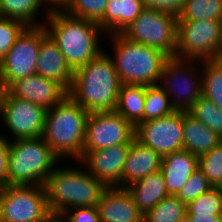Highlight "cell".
<instances>
[{
    "instance_id": "cell-1",
    "label": "cell",
    "mask_w": 222,
    "mask_h": 222,
    "mask_svg": "<svg viewBox=\"0 0 222 222\" xmlns=\"http://www.w3.org/2000/svg\"><path fill=\"white\" fill-rule=\"evenodd\" d=\"M121 84L111 56L104 50L74 71L68 95L89 113L115 111Z\"/></svg>"
},
{
    "instance_id": "cell-2",
    "label": "cell",
    "mask_w": 222,
    "mask_h": 222,
    "mask_svg": "<svg viewBox=\"0 0 222 222\" xmlns=\"http://www.w3.org/2000/svg\"><path fill=\"white\" fill-rule=\"evenodd\" d=\"M46 20L43 26L47 34L57 44L73 72L103 51L99 38L104 31L97 22L71 16L65 11L50 12Z\"/></svg>"
},
{
    "instance_id": "cell-3",
    "label": "cell",
    "mask_w": 222,
    "mask_h": 222,
    "mask_svg": "<svg viewBox=\"0 0 222 222\" xmlns=\"http://www.w3.org/2000/svg\"><path fill=\"white\" fill-rule=\"evenodd\" d=\"M83 168L79 170L60 166L47 177L44 184L47 205L57 218L76 207H96L107 188Z\"/></svg>"
},
{
    "instance_id": "cell-4",
    "label": "cell",
    "mask_w": 222,
    "mask_h": 222,
    "mask_svg": "<svg viewBox=\"0 0 222 222\" xmlns=\"http://www.w3.org/2000/svg\"><path fill=\"white\" fill-rule=\"evenodd\" d=\"M89 114L69 95L46 111L42 138L60 159H82Z\"/></svg>"
},
{
    "instance_id": "cell-5",
    "label": "cell",
    "mask_w": 222,
    "mask_h": 222,
    "mask_svg": "<svg viewBox=\"0 0 222 222\" xmlns=\"http://www.w3.org/2000/svg\"><path fill=\"white\" fill-rule=\"evenodd\" d=\"M114 55H110L122 84H159L163 66L169 57L163 51L128 40L122 34H112ZM113 56V57H112Z\"/></svg>"
},
{
    "instance_id": "cell-6",
    "label": "cell",
    "mask_w": 222,
    "mask_h": 222,
    "mask_svg": "<svg viewBox=\"0 0 222 222\" xmlns=\"http://www.w3.org/2000/svg\"><path fill=\"white\" fill-rule=\"evenodd\" d=\"M59 160L42 137L10 140L8 185H44Z\"/></svg>"
},
{
    "instance_id": "cell-7",
    "label": "cell",
    "mask_w": 222,
    "mask_h": 222,
    "mask_svg": "<svg viewBox=\"0 0 222 222\" xmlns=\"http://www.w3.org/2000/svg\"><path fill=\"white\" fill-rule=\"evenodd\" d=\"M58 221L47 205L44 185L0 186V222Z\"/></svg>"
},
{
    "instance_id": "cell-8",
    "label": "cell",
    "mask_w": 222,
    "mask_h": 222,
    "mask_svg": "<svg viewBox=\"0 0 222 222\" xmlns=\"http://www.w3.org/2000/svg\"><path fill=\"white\" fill-rule=\"evenodd\" d=\"M177 21L175 14L145 8L121 34L130 41L157 48L168 56H175Z\"/></svg>"
},
{
    "instance_id": "cell-9",
    "label": "cell",
    "mask_w": 222,
    "mask_h": 222,
    "mask_svg": "<svg viewBox=\"0 0 222 222\" xmlns=\"http://www.w3.org/2000/svg\"><path fill=\"white\" fill-rule=\"evenodd\" d=\"M196 61L169 56L163 66L159 85L176 111L187 112L202 95L201 71L198 67L194 68Z\"/></svg>"
},
{
    "instance_id": "cell-10",
    "label": "cell",
    "mask_w": 222,
    "mask_h": 222,
    "mask_svg": "<svg viewBox=\"0 0 222 222\" xmlns=\"http://www.w3.org/2000/svg\"><path fill=\"white\" fill-rule=\"evenodd\" d=\"M46 28L28 26L0 61V80L4 90L13 82L37 74L38 52Z\"/></svg>"
},
{
    "instance_id": "cell-11",
    "label": "cell",
    "mask_w": 222,
    "mask_h": 222,
    "mask_svg": "<svg viewBox=\"0 0 222 222\" xmlns=\"http://www.w3.org/2000/svg\"><path fill=\"white\" fill-rule=\"evenodd\" d=\"M222 21H177L175 56L200 61L216 59ZM199 61V62H198Z\"/></svg>"
},
{
    "instance_id": "cell-12",
    "label": "cell",
    "mask_w": 222,
    "mask_h": 222,
    "mask_svg": "<svg viewBox=\"0 0 222 222\" xmlns=\"http://www.w3.org/2000/svg\"><path fill=\"white\" fill-rule=\"evenodd\" d=\"M134 139L135 127L116 111L92 112L86 122L82 158L89 151L131 144Z\"/></svg>"
},
{
    "instance_id": "cell-13",
    "label": "cell",
    "mask_w": 222,
    "mask_h": 222,
    "mask_svg": "<svg viewBox=\"0 0 222 222\" xmlns=\"http://www.w3.org/2000/svg\"><path fill=\"white\" fill-rule=\"evenodd\" d=\"M46 109L27 100L13 97L3 90L0 99V115L13 139L42 137Z\"/></svg>"
},
{
    "instance_id": "cell-14",
    "label": "cell",
    "mask_w": 222,
    "mask_h": 222,
    "mask_svg": "<svg viewBox=\"0 0 222 222\" xmlns=\"http://www.w3.org/2000/svg\"><path fill=\"white\" fill-rule=\"evenodd\" d=\"M135 139L162 157L184 149L183 111L140 122L135 127Z\"/></svg>"
},
{
    "instance_id": "cell-15",
    "label": "cell",
    "mask_w": 222,
    "mask_h": 222,
    "mask_svg": "<svg viewBox=\"0 0 222 222\" xmlns=\"http://www.w3.org/2000/svg\"><path fill=\"white\" fill-rule=\"evenodd\" d=\"M131 144H119L89 151L79 162L106 187H120L124 164Z\"/></svg>"
},
{
    "instance_id": "cell-16",
    "label": "cell",
    "mask_w": 222,
    "mask_h": 222,
    "mask_svg": "<svg viewBox=\"0 0 222 222\" xmlns=\"http://www.w3.org/2000/svg\"><path fill=\"white\" fill-rule=\"evenodd\" d=\"M6 90L13 97L30 101L46 110L59 104L68 95L59 83L38 74L19 79Z\"/></svg>"
},
{
    "instance_id": "cell-17",
    "label": "cell",
    "mask_w": 222,
    "mask_h": 222,
    "mask_svg": "<svg viewBox=\"0 0 222 222\" xmlns=\"http://www.w3.org/2000/svg\"><path fill=\"white\" fill-rule=\"evenodd\" d=\"M100 222H143V214L126 188L107 187L97 205Z\"/></svg>"
},
{
    "instance_id": "cell-18",
    "label": "cell",
    "mask_w": 222,
    "mask_h": 222,
    "mask_svg": "<svg viewBox=\"0 0 222 222\" xmlns=\"http://www.w3.org/2000/svg\"><path fill=\"white\" fill-rule=\"evenodd\" d=\"M37 74L59 83L69 92L74 72L68 66L57 44L47 34L42 40L38 52Z\"/></svg>"
},
{
    "instance_id": "cell-19",
    "label": "cell",
    "mask_w": 222,
    "mask_h": 222,
    "mask_svg": "<svg viewBox=\"0 0 222 222\" xmlns=\"http://www.w3.org/2000/svg\"><path fill=\"white\" fill-rule=\"evenodd\" d=\"M162 156L134 139L124 164L121 188L160 171Z\"/></svg>"
},
{
    "instance_id": "cell-20",
    "label": "cell",
    "mask_w": 222,
    "mask_h": 222,
    "mask_svg": "<svg viewBox=\"0 0 222 222\" xmlns=\"http://www.w3.org/2000/svg\"><path fill=\"white\" fill-rule=\"evenodd\" d=\"M198 167V157L185 149L163 156L160 172L168 194L176 196Z\"/></svg>"
},
{
    "instance_id": "cell-21",
    "label": "cell",
    "mask_w": 222,
    "mask_h": 222,
    "mask_svg": "<svg viewBox=\"0 0 222 222\" xmlns=\"http://www.w3.org/2000/svg\"><path fill=\"white\" fill-rule=\"evenodd\" d=\"M144 9L143 0H109L98 24L109 36L121 34Z\"/></svg>"
},
{
    "instance_id": "cell-22",
    "label": "cell",
    "mask_w": 222,
    "mask_h": 222,
    "mask_svg": "<svg viewBox=\"0 0 222 222\" xmlns=\"http://www.w3.org/2000/svg\"><path fill=\"white\" fill-rule=\"evenodd\" d=\"M126 189L143 215L169 196L160 171L131 183Z\"/></svg>"
},
{
    "instance_id": "cell-23",
    "label": "cell",
    "mask_w": 222,
    "mask_h": 222,
    "mask_svg": "<svg viewBox=\"0 0 222 222\" xmlns=\"http://www.w3.org/2000/svg\"><path fill=\"white\" fill-rule=\"evenodd\" d=\"M183 141L184 149L199 157L212 150L222 138L188 112L183 111Z\"/></svg>"
},
{
    "instance_id": "cell-24",
    "label": "cell",
    "mask_w": 222,
    "mask_h": 222,
    "mask_svg": "<svg viewBox=\"0 0 222 222\" xmlns=\"http://www.w3.org/2000/svg\"><path fill=\"white\" fill-rule=\"evenodd\" d=\"M145 85L121 84L115 111L134 127L144 122Z\"/></svg>"
},
{
    "instance_id": "cell-25",
    "label": "cell",
    "mask_w": 222,
    "mask_h": 222,
    "mask_svg": "<svg viewBox=\"0 0 222 222\" xmlns=\"http://www.w3.org/2000/svg\"><path fill=\"white\" fill-rule=\"evenodd\" d=\"M42 6V0H0V17L20 20L27 26H41L44 23L35 18Z\"/></svg>"
},
{
    "instance_id": "cell-26",
    "label": "cell",
    "mask_w": 222,
    "mask_h": 222,
    "mask_svg": "<svg viewBox=\"0 0 222 222\" xmlns=\"http://www.w3.org/2000/svg\"><path fill=\"white\" fill-rule=\"evenodd\" d=\"M202 62V96L222 109V61L204 60Z\"/></svg>"
},
{
    "instance_id": "cell-27",
    "label": "cell",
    "mask_w": 222,
    "mask_h": 222,
    "mask_svg": "<svg viewBox=\"0 0 222 222\" xmlns=\"http://www.w3.org/2000/svg\"><path fill=\"white\" fill-rule=\"evenodd\" d=\"M178 21H222V0H186Z\"/></svg>"
},
{
    "instance_id": "cell-28",
    "label": "cell",
    "mask_w": 222,
    "mask_h": 222,
    "mask_svg": "<svg viewBox=\"0 0 222 222\" xmlns=\"http://www.w3.org/2000/svg\"><path fill=\"white\" fill-rule=\"evenodd\" d=\"M176 111L164 91L159 85L146 86L144 103V122L152 119L162 118Z\"/></svg>"
},
{
    "instance_id": "cell-29",
    "label": "cell",
    "mask_w": 222,
    "mask_h": 222,
    "mask_svg": "<svg viewBox=\"0 0 222 222\" xmlns=\"http://www.w3.org/2000/svg\"><path fill=\"white\" fill-rule=\"evenodd\" d=\"M186 204L169 195L143 216V222H178L186 214Z\"/></svg>"
},
{
    "instance_id": "cell-30",
    "label": "cell",
    "mask_w": 222,
    "mask_h": 222,
    "mask_svg": "<svg viewBox=\"0 0 222 222\" xmlns=\"http://www.w3.org/2000/svg\"><path fill=\"white\" fill-rule=\"evenodd\" d=\"M187 112L222 138V109L209 99L201 95Z\"/></svg>"
},
{
    "instance_id": "cell-31",
    "label": "cell",
    "mask_w": 222,
    "mask_h": 222,
    "mask_svg": "<svg viewBox=\"0 0 222 222\" xmlns=\"http://www.w3.org/2000/svg\"><path fill=\"white\" fill-rule=\"evenodd\" d=\"M187 215H222V187H212L186 205Z\"/></svg>"
},
{
    "instance_id": "cell-32",
    "label": "cell",
    "mask_w": 222,
    "mask_h": 222,
    "mask_svg": "<svg viewBox=\"0 0 222 222\" xmlns=\"http://www.w3.org/2000/svg\"><path fill=\"white\" fill-rule=\"evenodd\" d=\"M198 165L213 187H222V141L199 156Z\"/></svg>"
},
{
    "instance_id": "cell-33",
    "label": "cell",
    "mask_w": 222,
    "mask_h": 222,
    "mask_svg": "<svg viewBox=\"0 0 222 222\" xmlns=\"http://www.w3.org/2000/svg\"><path fill=\"white\" fill-rule=\"evenodd\" d=\"M109 0H73L65 12L71 16L99 22Z\"/></svg>"
},
{
    "instance_id": "cell-34",
    "label": "cell",
    "mask_w": 222,
    "mask_h": 222,
    "mask_svg": "<svg viewBox=\"0 0 222 222\" xmlns=\"http://www.w3.org/2000/svg\"><path fill=\"white\" fill-rule=\"evenodd\" d=\"M27 27L20 20L0 17V61Z\"/></svg>"
},
{
    "instance_id": "cell-35",
    "label": "cell",
    "mask_w": 222,
    "mask_h": 222,
    "mask_svg": "<svg viewBox=\"0 0 222 222\" xmlns=\"http://www.w3.org/2000/svg\"><path fill=\"white\" fill-rule=\"evenodd\" d=\"M212 187L204 173L197 168L176 196L187 205Z\"/></svg>"
},
{
    "instance_id": "cell-36",
    "label": "cell",
    "mask_w": 222,
    "mask_h": 222,
    "mask_svg": "<svg viewBox=\"0 0 222 222\" xmlns=\"http://www.w3.org/2000/svg\"><path fill=\"white\" fill-rule=\"evenodd\" d=\"M58 222H100L98 208L96 206L69 209L58 218Z\"/></svg>"
},
{
    "instance_id": "cell-37",
    "label": "cell",
    "mask_w": 222,
    "mask_h": 222,
    "mask_svg": "<svg viewBox=\"0 0 222 222\" xmlns=\"http://www.w3.org/2000/svg\"><path fill=\"white\" fill-rule=\"evenodd\" d=\"M186 0H143L145 8L158 9L175 14L181 13Z\"/></svg>"
},
{
    "instance_id": "cell-38",
    "label": "cell",
    "mask_w": 222,
    "mask_h": 222,
    "mask_svg": "<svg viewBox=\"0 0 222 222\" xmlns=\"http://www.w3.org/2000/svg\"><path fill=\"white\" fill-rule=\"evenodd\" d=\"M0 135V186L8 185V156L10 140Z\"/></svg>"
},
{
    "instance_id": "cell-39",
    "label": "cell",
    "mask_w": 222,
    "mask_h": 222,
    "mask_svg": "<svg viewBox=\"0 0 222 222\" xmlns=\"http://www.w3.org/2000/svg\"><path fill=\"white\" fill-rule=\"evenodd\" d=\"M72 1L73 0H42L43 5H44L43 10L45 11V14H46L45 18H47L50 12L65 11L69 7Z\"/></svg>"
},
{
    "instance_id": "cell-40",
    "label": "cell",
    "mask_w": 222,
    "mask_h": 222,
    "mask_svg": "<svg viewBox=\"0 0 222 222\" xmlns=\"http://www.w3.org/2000/svg\"><path fill=\"white\" fill-rule=\"evenodd\" d=\"M191 222H222V215H188Z\"/></svg>"
},
{
    "instance_id": "cell-41",
    "label": "cell",
    "mask_w": 222,
    "mask_h": 222,
    "mask_svg": "<svg viewBox=\"0 0 222 222\" xmlns=\"http://www.w3.org/2000/svg\"><path fill=\"white\" fill-rule=\"evenodd\" d=\"M216 60L222 61V27H221V35H220V41L218 46V53L216 55Z\"/></svg>"
},
{
    "instance_id": "cell-42",
    "label": "cell",
    "mask_w": 222,
    "mask_h": 222,
    "mask_svg": "<svg viewBox=\"0 0 222 222\" xmlns=\"http://www.w3.org/2000/svg\"><path fill=\"white\" fill-rule=\"evenodd\" d=\"M178 222H191L189 216L187 214H185L184 216H182Z\"/></svg>"
},
{
    "instance_id": "cell-43",
    "label": "cell",
    "mask_w": 222,
    "mask_h": 222,
    "mask_svg": "<svg viewBox=\"0 0 222 222\" xmlns=\"http://www.w3.org/2000/svg\"><path fill=\"white\" fill-rule=\"evenodd\" d=\"M3 87H2V84H1V80H0V99H1V97H2V93H3Z\"/></svg>"
},
{
    "instance_id": "cell-44",
    "label": "cell",
    "mask_w": 222,
    "mask_h": 222,
    "mask_svg": "<svg viewBox=\"0 0 222 222\" xmlns=\"http://www.w3.org/2000/svg\"><path fill=\"white\" fill-rule=\"evenodd\" d=\"M34 222H58V221H34Z\"/></svg>"
}]
</instances>
